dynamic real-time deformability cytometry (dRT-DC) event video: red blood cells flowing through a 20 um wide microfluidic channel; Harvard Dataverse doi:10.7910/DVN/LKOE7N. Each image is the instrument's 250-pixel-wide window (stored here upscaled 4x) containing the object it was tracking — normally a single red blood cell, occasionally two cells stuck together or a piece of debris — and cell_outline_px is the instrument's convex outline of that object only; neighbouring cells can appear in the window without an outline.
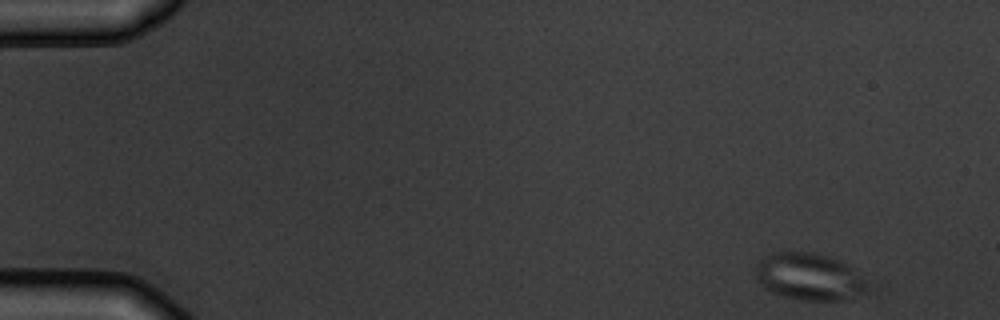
{"species": "common noctule bat (a hibernating species)", "species_latin": "Nyctalus noctula", "temperature_condition": "warm", "stored_images_in_passage": 4, "camera_frame_rate_fps": 3000, "um_per_image_px": 0.085, "animal": {"sex": "male", "body_mass_g": 19.5, "forearm_length_mm": 54.6}, "frame": {"image": 1, "passage_image": 1, "time_ms": 0.0, "image_size_px": [1000, 320], "cell_outline_px": [[868, 288], [844, 300], [800, 300], [784, 296], [772, 292], [764, 288], [760, 284], [756, 276], [756, 264], [764, 256], [772, 252], [812, 252], [844, 260], [868, 284]], "centroid_in_image_um": [68.74, 23.5], "position_along_channel_um": 16.3, "area_um2": 30.52}}